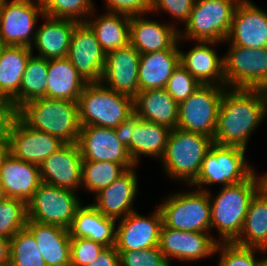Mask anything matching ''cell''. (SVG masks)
Segmentation results:
<instances>
[{"label": "cell", "mask_w": 267, "mask_h": 266, "mask_svg": "<svg viewBox=\"0 0 267 266\" xmlns=\"http://www.w3.org/2000/svg\"><path fill=\"white\" fill-rule=\"evenodd\" d=\"M267 90L226 88L217 118L213 142L245 148L252 132L267 115Z\"/></svg>", "instance_id": "obj_1"}, {"label": "cell", "mask_w": 267, "mask_h": 266, "mask_svg": "<svg viewBox=\"0 0 267 266\" xmlns=\"http://www.w3.org/2000/svg\"><path fill=\"white\" fill-rule=\"evenodd\" d=\"M263 179L264 175L257 177L254 173L239 184L222 187L215 197L207 191L211 206V229L218 230L222 243H233L239 237L250 201L263 187Z\"/></svg>", "instance_id": "obj_2"}, {"label": "cell", "mask_w": 267, "mask_h": 266, "mask_svg": "<svg viewBox=\"0 0 267 266\" xmlns=\"http://www.w3.org/2000/svg\"><path fill=\"white\" fill-rule=\"evenodd\" d=\"M16 115L30 128L53 135L63 143H77L81 124L78 102L38 98L24 104Z\"/></svg>", "instance_id": "obj_3"}, {"label": "cell", "mask_w": 267, "mask_h": 266, "mask_svg": "<svg viewBox=\"0 0 267 266\" xmlns=\"http://www.w3.org/2000/svg\"><path fill=\"white\" fill-rule=\"evenodd\" d=\"M78 107L81 126L116 128L134 111V98L101 82L88 83L79 96Z\"/></svg>", "instance_id": "obj_4"}, {"label": "cell", "mask_w": 267, "mask_h": 266, "mask_svg": "<svg viewBox=\"0 0 267 266\" xmlns=\"http://www.w3.org/2000/svg\"><path fill=\"white\" fill-rule=\"evenodd\" d=\"M214 144L213 138L179 128L172 129L165 152L160 160L167 176L192 184L201 169L202 161Z\"/></svg>", "instance_id": "obj_5"}, {"label": "cell", "mask_w": 267, "mask_h": 266, "mask_svg": "<svg viewBox=\"0 0 267 266\" xmlns=\"http://www.w3.org/2000/svg\"><path fill=\"white\" fill-rule=\"evenodd\" d=\"M206 188L196 191L179 192L158 206L162 214L163 226L190 232L211 230V206Z\"/></svg>", "instance_id": "obj_6"}, {"label": "cell", "mask_w": 267, "mask_h": 266, "mask_svg": "<svg viewBox=\"0 0 267 266\" xmlns=\"http://www.w3.org/2000/svg\"><path fill=\"white\" fill-rule=\"evenodd\" d=\"M239 2L240 0H195L183 33L179 31V38L187 37L196 42H225Z\"/></svg>", "instance_id": "obj_7"}, {"label": "cell", "mask_w": 267, "mask_h": 266, "mask_svg": "<svg viewBox=\"0 0 267 266\" xmlns=\"http://www.w3.org/2000/svg\"><path fill=\"white\" fill-rule=\"evenodd\" d=\"M246 149L237 146L213 144L207 151L200 172L191 186L221 183L223 187L239 184L254 173V169L245 160Z\"/></svg>", "instance_id": "obj_8"}, {"label": "cell", "mask_w": 267, "mask_h": 266, "mask_svg": "<svg viewBox=\"0 0 267 266\" xmlns=\"http://www.w3.org/2000/svg\"><path fill=\"white\" fill-rule=\"evenodd\" d=\"M225 89V86L201 85L178 104L177 128L214 138L218 110Z\"/></svg>", "instance_id": "obj_9"}, {"label": "cell", "mask_w": 267, "mask_h": 266, "mask_svg": "<svg viewBox=\"0 0 267 266\" xmlns=\"http://www.w3.org/2000/svg\"><path fill=\"white\" fill-rule=\"evenodd\" d=\"M81 205L74 191L42 182L27 203V218L69 229Z\"/></svg>", "instance_id": "obj_10"}, {"label": "cell", "mask_w": 267, "mask_h": 266, "mask_svg": "<svg viewBox=\"0 0 267 266\" xmlns=\"http://www.w3.org/2000/svg\"><path fill=\"white\" fill-rule=\"evenodd\" d=\"M229 45L223 56L225 87L267 90V48Z\"/></svg>", "instance_id": "obj_11"}, {"label": "cell", "mask_w": 267, "mask_h": 266, "mask_svg": "<svg viewBox=\"0 0 267 266\" xmlns=\"http://www.w3.org/2000/svg\"><path fill=\"white\" fill-rule=\"evenodd\" d=\"M40 16L44 11L38 0H5L0 13V43L31 47Z\"/></svg>", "instance_id": "obj_12"}, {"label": "cell", "mask_w": 267, "mask_h": 266, "mask_svg": "<svg viewBox=\"0 0 267 266\" xmlns=\"http://www.w3.org/2000/svg\"><path fill=\"white\" fill-rule=\"evenodd\" d=\"M6 141L13 157L37 166L64 144L53 135L30 128L17 115L10 122Z\"/></svg>", "instance_id": "obj_13"}, {"label": "cell", "mask_w": 267, "mask_h": 266, "mask_svg": "<svg viewBox=\"0 0 267 266\" xmlns=\"http://www.w3.org/2000/svg\"><path fill=\"white\" fill-rule=\"evenodd\" d=\"M67 58L87 83H100L106 52L86 22H78L71 34Z\"/></svg>", "instance_id": "obj_14"}, {"label": "cell", "mask_w": 267, "mask_h": 266, "mask_svg": "<svg viewBox=\"0 0 267 266\" xmlns=\"http://www.w3.org/2000/svg\"><path fill=\"white\" fill-rule=\"evenodd\" d=\"M77 144L83 160L115 162L127 169L136 167L114 128L81 126Z\"/></svg>", "instance_id": "obj_15"}, {"label": "cell", "mask_w": 267, "mask_h": 266, "mask_svg": "<svg viewBox=\"0 0 267 266\" xmlns=\"http://www.w3.org/2000/svg\"><path fill=\"white\" fill-rule=\"evenodd\" d=\"M119 222L114 244L117 251H139L159 246L163 221L158 207L147 218L134 211Z\"/></svg>", "instance_id": "obj_16"}, {"label": "cell", "mask_w": 267, "mask_h": 266, "mask_svg": "<svg viewBox=\"0 0 267 266\" xmlns=\"http://www.w3.org/2000/svg\"><path fill=\"white\" fill-rule=\"evenodd\" d=\"M81 151L77 143H64L40 167L43 183L77 191L82 182Z\"/></svg>", "instance_id": "obj_17"}, {"label": "cell", "mask_w": 267, "mask_h": 266, "mask_svg": "<svg viewBox=\"0 0 267 266\" xmlns=\"http://www.w3.org/2000/svg\"><path fill=\"white\" fill-rule=\"evenodd\" d=\"M219 242L220 239L215 240L208 232L180 231L162 226L158 247L169 263L170 258L195 261L212 256Z\"/></svg>", "instance_id": "obj_18"}, {"label": "cell", "mask_w": 267, "mask_h": 266, "mask_svg": "<svg viewBox=\"0 0 267 266\" xmlns=\"http://www.w3.org/2000/svg\"><path fill=\"white\" fill-rule=\"evenodd\" d=\"M139 60L140 53L130 43L107 52L101 83L134 98L139 92Z\"/></svg>", "instance_id": "obj_19"}, {"label": "cell", "mask_w": 267, "mask_h": 266, "mask_svg": "<svg viewBox=\"0 0 267 266\" xmlns=\"http://www.w3.org/2000/svg\"><path fill=\"white\" fill-rule=\"evenodd\" d=\"M226 41L248 48H267V12L250 0H240Z\"/></svg>", "instance_id": "obj_20"}, {"label": "cell", "mask_w": 267, "mask_h": 266, "mask_svg": "<svg viewBox=\"0 0 267 266\" xmlns=\"http://www.w3.org/2000/svg\"><path fill=\"white\" fill-rule=\"evenodd\" d=\"M0 183L5 197L16 198L27 204L42 183L40 167L7 152L0 163Z\"/></svg>", "instance_id": "obj_21"}, {"label": "cell", "mask_w": 267, "mask_h": 266, "mask_svg": "<svg viewBox=\"0 0 267 266\" xmlns=\"http://www.w3.org/2000/svg\"><path fill=\"white\" fill-rule=\"evenodd\" d=\"M136 169H128L110 186L101 190L96 195L92 205L104 216L119 220L135 211L132 208L137 193Z\"/></svg>", "instance_id": "obj_22"}, {"label": "cell", "mask_w": 267, "mask_h": 266, "mask_svg": "<svg viewBox=\"0 0 267 266\" xmlns=\"http://www.w3.org/2000/svg\"><path fill=\"white\" fill-rule=\"evenodd\" d=\"M188 53L179 50L182 65L201 85L225 86L224 59L210 48L218 42L197 41Z\"/></svg>", "instance_id": "obj_23"}, {"label": "cell", "mask_w": 267, "mask_h": 266, "mask_svg": "<svg viewBox=\"0 0 267 266\" xmlns=\"http://www.w3.org/2000/svg\"><path fill=\"white\" fill-rule=\"evenodd\" d=\"M180 41L179 38L170 49L140 54L139 91L165 88L171 74L180 64Z\"/></svg>", "instance_id": "obj_24"}, {"label": "cell", "mask_w": 267, "mask_h": 266, "mask_svg": "<svg viewBox=\"0 0 267 266\" xmlns=\"http://www.w3.org/2000/svg\"><path fill=\"white\" fill-rule=\"evenodd\" d=\"M179 29L174 25L142 18L130 17L129 43L140 53L170 49L179 39Z\"/></svg>", "instance_id": "obj_25"}, {"label": "cell", "mask_w": 267, "mask_h": 266, "mask_svg": "<svg viewBox=\"0 0 267 266\" xmlns=\"http://www.w3.org/2000/svg\"><path fill=\"white\" fill-rule=\"evenodd\" d=\"M42 19L46 21L36 28L30 49L33 50V46H35L39 51L37 56L48 60L67 57L71 34L78 22L47 15H44Z\"/></svg>", "instance_id": "obj_26"}, {"label": "cell", "mask_w": 267, "mask_h": 266, "mask_svg": "<svg viewBox=\"0 0 267 266\" xmlns=\"http://www.w3.org/2000/svg\"><path fill=\"white\" fill-rule=\"evenodd\" d=\"M35 238L47 266H70L68 229L27 220L25 227Z\"/></svg>", "instance_id": "obj_27"}, {"label": "cell", "mask_w": 267, "mask_h": 266, "mask_svg": "<svg viewBox=\"0 0 267 266\" xmlns=\"http://www.w3.org/2000/svg\"><path fill=\"white\" fill-rule=\"evenodd\" d=\"M116 221L104 216L92 204L80 206L68 231L71 238H88L106 247L114 246Z\"/></svg>", "instance_id": "obj_28"}, {"label": "cell", "mask_w": 267, "mask_h": 266, "mask_svg": "<svg viewBox=\"0 0 267 266\" xmlns=\"http://www.w3.org/2000/svg\"><path fill=\"white\" fill-rule=\"evenodd\" d=\"M134 111L142 120L177 128L178 103L165 89L139 91L134 97Z\"/></svg>", "instance_id": "obj_29"}, {"label": "cell", "mask_w": 267, "mask_h": 266, "mask_svg": "<svg viewBox=\"0 0 267 266\" xmlns=\"http://www.w3.org/2000/svg\"><path fill=\"white\" fill-rule=\"evenodd\" d=\"M47 75L46 98L50 99L78 102L88 84L67 57L49 59Z\"/></svg>", "instance_id": "obj_30"}, {"label": "cell", "mask_w": 267, "mask_h": 266, "mask_svg": "<svg viewBox=\"0 0 267 266\" xmlns=\"http://www.w3.org/2000/svg\"><path fill=\"white\" fill-rule=\"evenodd\" d=\"M233 243L267 250V191L263 187L251 199L241 233Z\"/></svg>", "instance_id": "obj_31"}, {"label": "cell", "mask_w": 267, "mask_h": 266, "mask_svg": "<svg viewBox=\"0 0 267 266\" xmlns=\"http://www.w3.org/2000/svg\"><path fill=\"white\" fill-rule=\"evenodd\" d=\"M33 54L27 46H4L0 58V98L11 101L20 91L28 59Z\"/></svg>", "instance_id": "obj_32"}, {"label": "cell", "mask_w": 267, "mask_h": 266, "mask_svg": "<svg viewBox=\"0 0 267 266\" xmlns=\"http://www.w3.org/2000/svg\"><path fill=\"white\" fill-rule=\"evenodd\" d=\"M86 23L106 53L129 44L130 16L107 11L95 19L88 18Z\"/></svg>", "instance_id": "obj_33"}, {"label": "cell", "mask_w": 267, "mask_h": 266, "mask_svg": "<svg viewBox=\"0 0 267 266\" xmlns=\"http://www.w3.org/2000/svg\"><path fill=\"white\" fill-rule=\"evenodd\" d=\"M172 129L140 119L131 128L132 160L137 165L141 155L162 158Z\"/></svg>", "instance_id": "obj_34"}, {"label": "cell", "mask_w": 267, "mask_h": 266, "mask_svg": "<svg viewBox=\"0 0 267 266\" xmlns=\"http://www.w3.org/2000/svg\"><path fill=\"white\" fill-rule=\"evenodd\" d=\"M48 59L32 54L27 61L20 91L10 101L15 112L29 101L46 97Z\"/></svg>", "instance_id": "obj_35"}, {"label": "cell", "mask_w": 267, "mask_h": 266, "mask_svg": "<svg viewBox=\"0 0 267 266\" xmlns=\"http://www.w3.org/2000/svg\"><path fill=\"white\" fill-rule=\"evenodd\" d=\"M127 170L123 164L115 162L83 160L81 186L97 194L110 186Z\"/></svg>", "instance_id": "obj_36"}, {"label": "cell", "mask_w": 267, "mask_h": 266, "mask_svg": "<svg viewBox=\"0 0 267 266\" xmlns=\"http://www.w3.org/2000/svg\"><path fill=\"white\" fill-rule=\"evenodd\" d=\"M10 266H47L34 236L26 228L10 239Z\"/></svg>", "instance_id": "obj_37"}, {"label": "cell", "mask_w": 267, "mask_h": 266, "mask_svg": "<svg viewBox=\"0 0 267 266\" xmlns=\"http://www.w3.org/2000/svg\"><path fill=\"white\" fill-rule=\"evenodd\" d=\"M44 15L53 18L70 19L76 22H86L94 14L92 0H38ZM87 16V17H86ZM85 17V18H84Z\"/></svg>", "instance_id": "obj_38"}, {"label": "cell", "mask_w": 267, "mask_h": 266, "mask_svg": "<svg viewBox=\"0 0 267 266\" xmlns=\"http://www.w3.org/2000/svg\"><path fill=\"white\" fill-rule=\"evenodd\" d=\"M27 204L19 199L0 200V236L11 239L27 223Z\"/></svg>", "instance_id": "obj_39"}, {"label": "cell", "mask_w": 267, "mask_h": 266, "mask_svg": "<svg viewBox=\"0 0 267 266\" xmlns=\"http://www.w3.org/2000/svg\"><path fill=\"white\" fill-rule=\"evenodd\" d=\"M256 251L264 255L267 253V250L259 248L243 247L235 243L222 242L217 244L215 253L220 252L219 266H262L264 258H255Z\"/></svg>", "instance_id": "obj_40"}, {"label": "cell", "mask_w": 267, "mask_h": 266, "mask_svg": "<svg viewBox=\"0 0 267 266\" xmlns=\"http://www.w3.org/2000/svg\"><path fill=\"white\" fill-rule=\"evenodd\" d=\"M201 84L182 66L173 71L166 83L165 90L180 104L194 93Z\"/></svg>", "instance_id": "obj_41"}, {"label": "cell", "mask_w": 267, "mask_h": 266, "mask_svg": "<svg viewBox=\"0 0 267 266\" xmlns=\"http://www.w3.org/2000/svg\"><path fill=\"white\" fill-rule=\"evenodd\" d=\"M118 253L120 266H171L159 247Z\"/></svg>", "instance_id": "obj_42"}, {"label": "cell", "mask_w": 267, "mask_h": 266, "mask_svg": "<svg viewBox=\"0 0 267 266\" xmlns=\"http://www.w3.org/2000/svg\"><path fill=\"white\" fill-rule=\"evenodd\" d=\"M105 247L88 238H71L70 266H87Z\"/></svg>", "instance_id": "obj_43"}, {"label": "cell", "mask_w": 267, "mask_h": 266, "mask_svg": "<svg viewBox=\"0 0 267 266\" xmlns=\"http://www.w3.org/2000/svg\"><path fill=\"white\" fill-rule=\"evenodd\" d=\"M194 2L195 0H151V13L162 10L185 24L189 20Z\"/></svg>", "instance_id": "obj_44"}, {"label": "cell", "mask_w": 267, "mask_h": 266, "mask_svg": "<svg viewBox=\"0 0 267 266\" xmlns=\"http://www.w3.org/2000/svg\"><path fill=\"white\" fill-rule=\"evenodd\" d=\"M109 12L138 16L151 13V0H106Z\"/></svg>", "instance_id": "obj_45"}, {"label": "cell", "mask_w": 267, "mask_h": 266, "mask_svg": "<svg viewBox=\"0 0 267 266\" xmlns=\"http://www.w3.org/2000/svg\"><path fill=\"white\" fill-rule=\"evenodd\" d=\"M140 116L133 111L125 120L115 129V134L120 143L127 148L128 153L132 159V137L131 128H134L136 123L140 120Z\"/></svg>", "instance_id": "obj_46"}, {"label": "cell", "mask_w": 267, "mask_h": 266, "mask_svg": "<svg viewBox=\"0 0 267 266\" xmlns=\"http://www.w3.org/2000/svg\"><path fill=\"white\" fill-rule=\"evenodd\" d=\"M15 115L11 102L0 98V143H7L8 127Z\"/></svg>", "instance_id": "obj_47"}, {"label": "cell", "mask_w": 267, "mask_h": 266, "mask_svg": "<svg viewBox=\"0 0 267 266\" xmlns=\"http://www.w3.org/2000/svg\"><path fill=\"white\" fill-rule=\"evenodd\" d=\"M87 266H120L119 253L115 246L105 247Z\"/></svg>", "instance_id": "obj_48"}, {"label": "cell", "mask_w": 267, "mask_h": 266, "mask_svg": "<svg viewBox=\"0 0 267 266\" xmlns=\"http://www.w3.org/2000/svg\"><path fill=\"white\" fill-rule=\"evenodd\" d=\"M0 266H10V239L0 236Z\"/></svg>", "instance_id": "obj_49"}, {"label": "cell", "mask_w": 267, "mask_h": 266, "mask_svg": "<svg viewBox=\"0 0 267 266\" xmlns=\"http://www.w3.org/2000/svg\"><path fill=\"white\" fill-rule=\"evenodd\" d=\"M7 152H8V144L0 143V163L2 158L6 155Z\"/></svg>", "instance_id": "obj_50"}, {"label": "cell", "mask_w": 267, "mask_h": 266, "mask_svg": "<svg viewBox=\"0 0 267 266\" xmlns=\"http://www.w3.org/2000/svg\"><path fill=\"white\" fill-rule=\"evenodd\" d=\"M263 188L267 191V176L264 175V179H263Z\"/></svg>", "instance_id": "obj_51"}, {"label": "cell", "mask_w": 267, "mask_h": 266, "mask_svg": "<svg viewBox=\"0 0 267 266\" xmlns=\"http://www.w3.org/2000/svg\"><path fill=\"white\" fill-rule=\"evenodd\" d=\"M5 197L4 193H3V189L0 183V200H2Z\"/></svg>", "instance_id": "obj_52"}, {"label": "cell", "mask_w": 267, "mask_h": 266, "mask_svg": "<svg viewBox=\"0 0 267 266\" xmlns=\"http://www.w3.org/2000/svg\"><path fill=\"white\" fill-rule=\"evenodd\" d=\"M262 266H267V256L264 257Z\"/></svg>", "instance_id": "obj_53"}, {"label": "cell", "mask_w": 267, "mask_h": 266, "mask_svg": "<svg viewBox=\"0 0 267 266\" xmlns=\"http://www.w3.org/2000/svg\"><path fill=\"white\" fill-rule=\"evenodd\" d=\"M4 1H5V0H0V13H1L2 6H3Z\"/></svg>", "instance_id": "obj_54"}, {"label": "cell", "mask_w": 267, "mask_h": 266, "mask_svg": "<svg viewBox=\"0 0 267 266\" xmlns=\"http://www.w3.org/2000/svg\"><path fill=\"white\" fill-rule=\"evenodd\" d=\"M3 47H4V45L2 43H0V58H1V53H2Z\"/></svg>", "instance_id": "obj_55"}]
</instances>
